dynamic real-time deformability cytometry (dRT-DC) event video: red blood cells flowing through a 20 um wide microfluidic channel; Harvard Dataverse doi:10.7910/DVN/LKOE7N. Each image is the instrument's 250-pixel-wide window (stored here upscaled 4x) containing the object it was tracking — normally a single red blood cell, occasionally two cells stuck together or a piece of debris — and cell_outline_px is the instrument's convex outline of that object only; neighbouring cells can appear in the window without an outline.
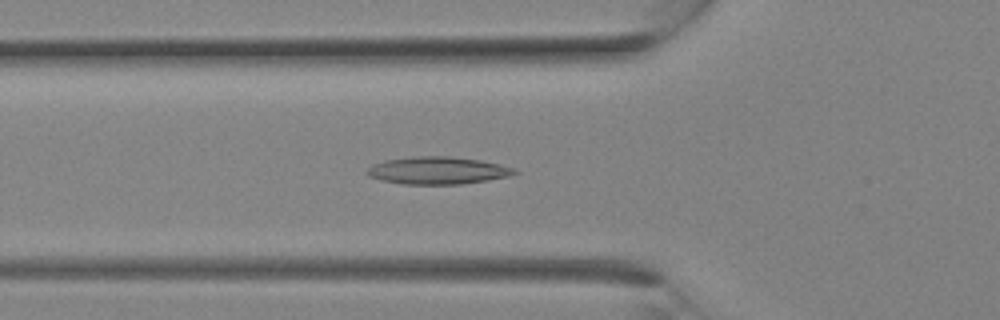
{"species": "Egyptian fruit bat (a non-hibernating species)", "species_latin": "Rousettus aegyptiacus", "temperature_condition": "room temperature", "stored_images_in_passage": 18, "camera_frame_rate_fps": 3000, "um_per_image_px": 0.085, "animal": {"sex": "female"}, "frame": {"image": 1, "passage_image": 9, "time_ms": 2.667, "image_size_px": [1000, 320], "cell_outline_px": [[520, 172], [508, 176], [488, 180], [460, 184], [400, 184], [380, 180], [368, 176], [364, 172], [372, 164], [384, 160], [412, 156], [452, 156], [480, 160], [500, 164], [516, 168]], "centroid_in_image_um": [37.18, 14.48], "position_along_channel_um": 88.6, "area_um2": 23.87}}
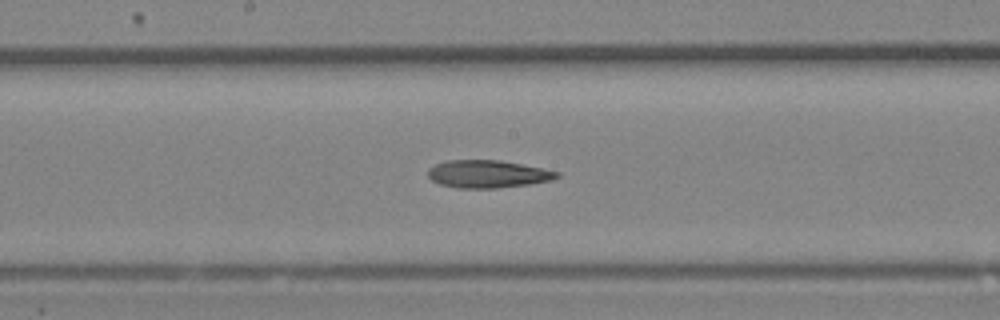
{"frame": {"image": 2, "passage_image": 14, "time_ms": 4.333, "image_size_px": [1000, 320], "cell_outline_px": [[560, 176], [552, 180], [528, 184], [496, 188], [456, 188], [440, 184], [432, 180], [428, 176], [428, 168], [436, 164], [448, 160], [500, 160], [560, 172]], "centroid_in_image_um": [41.44, 14.79], "position_along_channel_um": 206.8, "area_um2": 20.63}}
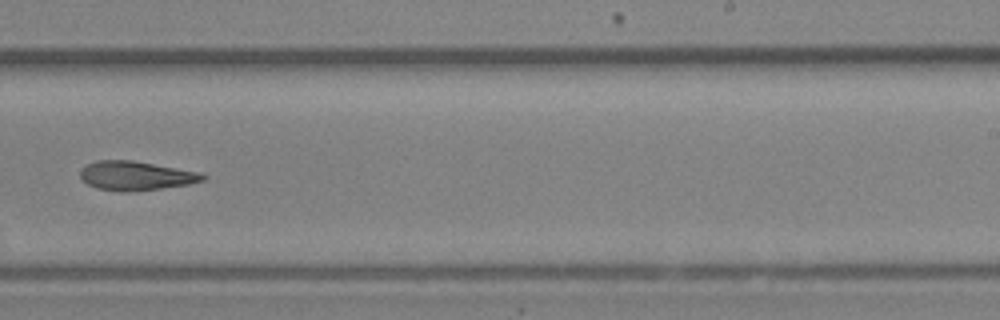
{"frame": {"image": 3, "passage_image": 17, "time_ms": 5.333, "image_size_px": [1000, 320], "cell_outline_px": [[208, 176], [204, 180], [188, 184], [160, 188], [124, 192], [120, 192], [96, 188], [88, 184], [80, 176], [80, 168], [96, 160], [132, 160], [200, 172]], "centroid_in_image_um": [11.53, 14.93], "position_along_channel_um": 277.5, "area_um2": 20.69}}